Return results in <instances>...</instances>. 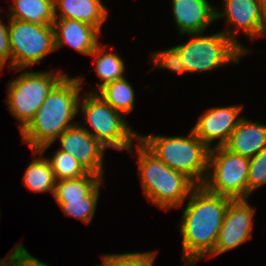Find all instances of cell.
<instances>
[{
  "label": "cell",
  "instance_id": "1",
  "mask_svg": "<svg viewBox=\"0 0 266 266\" xmlns=\"http://www.w3.org/2000/svg\"><path fill=\"white\" fill-rule=\"evenodd\" d=\"M233 199L197 185L191 192L182 214L179 231L182 237V261L194 266L215 248L222 222Z\"/></svg>",
  "mask_w": 266,
  "mask_h": 266
},
{
  "label": "cell",
  "instance_id": "2",
  "mask_svg": "<svg viewBox=\"0 0 266 266\" xmlns=\"http://www.w3.org/2000/svg\"><path fill=\"white\" fill-rule=\"evenodd\" d=\"M83 81V76L66 74L48 93L34 118L20 132L31 150L44 154L63 131L77 124L72 121L78 115Z\"/></svg>",
  "mask_w": 266,
  "mask_h": 266
},
{
  "label": "cell",
  "instance_id": "3",
  "mask_svg": "<svg viewBox=\"0 0 266 266\" xmlns=\"http://www.w3.org/2000/svg\"><path fill=\"white\" fill-rule=\"evenodd\" d=\"M136 143L134 150L143 194L152 205L163 210L183 206L197 185L185 174L169 168L139 140Z\"/></svg>",
  "mask_w": 266,
  "mask_h": 266
},
{
  "label": "cell",
  "instance_id": "4",
  "mask_svg": "<svg viewBox=\"0 0 266 266\" xmlns=\"http://www.w3.org/2000/svg\"><path fill=\"white\" fill-rule=\"evenodd\" d=\"M139 141L169 168L185 174L196 185H203L210 149L191 129L188 136L139 134Z\"/></svg>",
  "mask_w": 266,
  "mask_h": 266
},
{
  "label": "cell",
  "instance_id": "5",
  "mask_svg": "<svg viewBox=\"0 0 266 266\" xmlns=\"http://www.w3.org/2000/svg\"><path fill=\"white\" fill-rule=\"evenodd\" d=\"M79 110L84 116L85 128L105 149L127 150L134 154V140H139V134L133 131L128 121L120 112L113 109L93 90L80 96ZM91 128H87L88 126ZM92 129V131H91Z\"/></svg>",
  "mask_w": 266,
  "mask_h": 266
},
{
  "label": "cell",
  "instance_id": "6",
  "mask_svg": "<svg viewBox=\"0 0 266 266\" xmlns=\"http://www.w3.org/2000/svg\"><path fill=\"white\" fill-rule=\"evenodd\" d=\"M66 75L59 71H25L8 82L6 104L21 132L34 118L52 88Z\"/></svg>",
  "mask_w": 266,
  "mask_h": 266
},
{
  "label": "cell",
  "instance_id": "7",
  "mask_svg": "<svg viewBox=\"0 0 266 266\" xmlns=\"http://www.w3.org/2000/svg\"><path fill=\"white\" fill-rule=\"evenodd\" d=\"M189 40L177 45L188 73L208 72L230 63L238 64L246 53L225 33L187 34Z\"/></svg>",
  "mask_w": 266,
  "mask_h": 266
},
{
  "label": "cell",
  "instance_id": "8",
  "mask_svg": "<svg viewBox=\"0 0 266 266\" xmlns=\"http://www.w3.org/2000/svg\"><path fill=\"white\" fill-rule=\"evenodd\" d=\"M10 69L21 72L55 51L53 25L8 19Z\"/></svg>",
  "mask_w": 266,
  "mask_h": 266
},
{
  "label": "cell",
  "instance_id": "9",
  "mask_svg": "<svg viewBox=\"0 0 266 266\" xmlns=\"http://www.w3.org/2000/svg\"><path fill=\"white\" fill-rule=\"evenodd\" d=\"M250 159L225 146L210 149L208 172L203 186L210 192L235 199H247Z\"/></svg>",
  "mask_w": 266,
  "mask_h": 266
},
{
  "label": "cell",
  "instance_id": "10",
  "mask_svg": "<svg viewBox=\"0 0 266 266\" xmlns=\"http://www.w3.org/2000/svg\"><path fill=\"white\" fill-rule=\"evenodd\" d=\"M218 9V10H217ZM223 9L219 11L216 7V20L225 18L228 28L223 33L226 34L235 44H237L246 54L252 52L250 48L243 46L236 34L241 30L252 41L265 36L266 14L264 13L260 0H223ZM250 49V50H249Z\"/></svg>",
  "mask_w": 266,
  "mask_h": 266
},
{
  "label": "cell",
  "instance_id": "11",
  "mask_svg": "<svg viewBox=\"0 0 266 266\" xmlns=\"http://www.w3.org/2000/svg\"><path fill=\"white\" fill-rule=\"evenodd\" d=\"M255 211L256 208L250 205L248 199L232 200L222 222L214 251L208 257L226 253L250 240Z\"/></svg>",
  "mask_w": 266,
  "mask_h": 266
},
{
  "label": "cell",
  "instance_id": "12",
  "mask_svg": "<svg viewBox=\"0 0 266 266\" xmlns=\"http://www.w3.org/2000/svg\"><path fill=\"white\" fill-rule=\"evenodd\" d=\"M243 108L244 105L240 104L207 109L199 116L192 130L209 149L223 147L243 117L241 115ZM216 139L219 141L213 145Z\"/></svg>",
  "mask_w": 266,
  "mask_h": 266
},
{
  "label": "cell",
  "instance_id": "13",
  "mask_svg": "<svg viewBox=\"0 0 266 266\" xmlns=\"http://www.w3.org/2000/svg\"><path fill=\"white\" fill-rule=\"evenodd\" d=\"M59 138V150L74 156L83 167L91 173L104 178V152L105 149L85 128L79 123L63 131Z\"/></svg>",
  "mask_w": 266,
  "mask_h": 266
},
{
  "label": "cell",
  "instance_id": "14",
  "mask_svg": "<svg viewBox=\"0 0 266 266\" xmlns=\"http://www.w3.org/2000/svg\"><path fill=\"white\" fill-rule=\"evenodd\" d=\"M55 50L68 45L77 52L90 56L100 44L101 32L94 26L73 19H55L53 23Z\"/></svg>",
  "mask_w": 266,
  "mask_h": 266
},
{
  "label": "cell",
  "instance_id": "15",
  "mask_svg": "<svg viewBox=\"0 0 266 266\" xmlns=\"http://www.w3.org/2000/svg\"><path fill=\"white\" fill-rule=\"evenodd\" d=\"M173 19L179 33H204L216 21V8L208 0H171Z\"/></svg>",
  "mask_w": 266,
  "mask_h": 266
},
{
  "label": "cell",
  "instance_id": "16",
  "mask_svg": "<svg viewBox=\"0 0 266 266\" xmlns=\"http://www.w3.org/2000/svg\"><path fill=\"white\" fill-rule=\"evenodd\" d=\"M225 147L243 157L253 158L266 147V125L242 117Z\"/></svg>",
  "mask_w": 266,
  "mask_h": 266
},
{
  "label": "cell",
  "instance_id": "17",
  "mask_svg": "<svg viewBox=\"0 0 266 266\" xmlns=\"http://www.w3.org/2000/svg\"><path fill=\"white\" fill-rule=\"evenodd\" d=\"M107 17L108 9L102 0H57L54 5L55 19L79 20L96 27L100 32Z\"/></svg>",
  "mask_w": 266,
  "mask_h": 266
},
{
  "label": "cell",
  "instance_id": "18",
  "mask_svg": "<svg viewBox=\"0 0 266 266\" xmlns=\"http://www.w3.org/2000/svg\"><path fill=\"white\" fill-rule=\"evenodd\" d=\"M103 181L102 176L91 172L78 178L58 180L55 183L53 197L57 204L88 197L102 185Z\"/></svg>",
  "mask_w": 266,
  "mask_h": 266
},
{
  "label": "cell",
  "instance_id": "19",
  "mask_svg": "<svg viewBox=\"0 0 266 266\" xmlns=\"http://www.w3.org/2000/svg\"><path fill=\"white\" fill-rule=\"evenodd\" d=\"M37 156L31 160L30 164L25 169L23 176V183L32 192L46 193L50 192L52 195L55 190L56 179L52 171L50 162L47 157L42 155L39 150H31Z\"/></svg>",
  "mask_w": 266,
  "mask_h": 266
},
{
  "label": "cell",
  "instance_id": "20",
  "mask_svg": "<svg viewBox=\"0 0 266 266\" xmlns=\"http://www.w3.org/2000/svg\"><path fill=\"white\" fill-rule=\"evenodd\" d=\"M9 18L40 25H53L54 5L47 0H13Z\"/></svg>",
  "mask_w": 266,
  "mask_h": 266
},
{
  "label": "cell",
  "instance_id": "21",
  "mask_svg": "<svg viewBox=\"0 0 266 266\" xmlns=\"http://www.w3.org/2000/svg\"><path fill=\"white\" fill-rule=\"evenodd\" d=\"M107 45H103L102 42L95 48L90 56H95L94 64L96 75L101 81L96 88L99 90L105 84L121 79L125 72L124 60L118 53L112 51L106 52Z\"/></svg>",
  "mask_w": 266,
  "mask_h": 266
},
{
  "label": "cell",
  "instance_id": "22",
  "mask_svg": "<svg viewBox=\"0 0 266 266\" xmlns=\"http://www.w3.org/2000/svg\"><path fill=\"white\" fill-rule=\"evenodd\" d=\"M95 91L106 103L124 116L134 109L135 91L126 77L107 83Z\"/></svg>",
  "mask_w": 266,
  "mask_h": 266
},
{
  "label": "cell",
  "instance_id": "23",
  "mask_svg": "<svg viewBox=\"0 0 266 266\" xmlns=\"http://www.w3.org/2000/svg\"><path fill=\"white\" fill-rule=\"evenodd\" d=\"M47 159L50 162L56 181L78 178L89 173L74 156L59 149L52 158L47 157Z\"/></svg>",
  "mask_w": 266,
  "mask_h": 266
},
{
  "label": "cell",
  "instance_id": "24",
  "mask_svg": "<svg viewBox=\"0 0 266 266\" xmlns=\"http://www.w3.org/2000/svg\"><path fill=\"white\" fill-rule=\"evenodd\" d=\"M99 186L90 196L81 199L67 200L64 204H58L64 215L74 217L89 225L97 210L100 195Z\"/></svg>",
  "mask_w": 266,
  "mask_h": 266
},
{
  "label": "cell",
  "instance_id": "25",
  "mask_svg": "<svg viewBox=\"0 0 266 266\" xmlns=\"http://www.w3.org/2000/svg\"><path fill=\"white\" fill-rule=\"evenodd\" d=\"M157 252H132L103 254L102 260L107 266H153Z\"/></svg>",
  "mask_w": 266,
  "mask_h": 266
},
{
  "label": "cell",
  "instance_id": "26",
  "mask_svg": "<svg viewBox=\"0 0 266 266\" xmlns=\"http://www.w3.org/2000/svg\"><path fill=\"white\" fill-rule=\"evenodd\" d=\"M151 61L154 63V69H168L174 73L186 74L181 54L176 46L151 53Z\"/></svg>",
  "mask_w": 266,
  "mask_h": 266
},
{
  "label": "cell",
  "instance_id": "27",
  "mask_svg": "<svg viewBox=\"0 0 266 266\" xmlns=\"http://www.w3.org/2000/svg\"><path fill=\"white\" fill-rule=\"evenodd\" d=\"M266 185V147L257 155L250 158L248 181H247V199L255 190Z\"/></svg>",
  "mask_w": 266,
  "mask_h": 266
},
{
  "label": "cell",
  "instance_id": "28",
  "mask_svg": "<svg viewBox=\"0 0 266 266\" xmlns=\"http://www.w3.org/2000/svg\"><path fill=\"white\" fill-rule=\"evenodd\" d=\"M0 266H50L41 262L38 258L33 257L28 250L22 245L17 244L14 249L5 256L4 259H0Z\"/></svg>",
  "mask_w": 266,
  "mask_h": 266
},
{
  "label": "cell",
  "instance_id": "29",
  "mask_svg": "<svg viewBox=\"0 0 266 266\" xmlns=\"http://www.w3.org/2000/svg\"><path fill=\"white\" fill-rule=\"evenodd\" d=\"M9 60L10 68V42L8 33V24L0 20V65L4 68Z\"/></svg>",
  "mask_w": 266,
  "mask_h": 266
},
{
  "label": "cell",
  "instance_id": "30",
  "mask_svg": "<svg viewBox=\"0 0 266 266\" xmlns=\"http://www.w3.org/2000/svg\"><path fill=\"white\" fill-rule=\"evenodd\" d=\"M260 2H261V6H262L263 11L266 14V0H260Z\"/></svg>",
  "mask_w": 266,
  "mask_h": 266
},
{
  "label": "cell",
  "instance_id": "31",
  "mask_svg": "<svg viewBox=\"0 0 266 266\" xmlns=\"http://www.w3.org/2000/svg\"><path fill=\"white\" fill-rule=\"evenodd\" d=\"M47 1H49V2H51L53 5H55V3H56L57 0H47Z\"/></svg>",
  "mask_w": 266,
  "mask_h": 266
},
{
  "label": "cell",
  "instance_id": "32",
  "mask_svg": "<svg viewBox=\"0 0 266 266\" xmlns=\"http://www.w3.org/2000/svg\"><path fill=\"white\" fill-rule=\"evenodd\" d=\"M95 266H107L104 262L102 264H98V265H95Z\"/></svg>",
  "mask_w": 266,
  "mask_h": 266
},
{
  "label": "cell",
  "instance_id": "33",
  "mask_svg": "<svg viewBox=\"0 0 266 266\" xmlns=\"http://www.w3.org/2000/svg\"><path fill=\"white\" fill-rule=\"evenodd\" d=\"M4 70V68L0 65V72H2Z\"/></svg>",
  "mask_w": 266,
  "mask_h": 266
}]
</instances>
